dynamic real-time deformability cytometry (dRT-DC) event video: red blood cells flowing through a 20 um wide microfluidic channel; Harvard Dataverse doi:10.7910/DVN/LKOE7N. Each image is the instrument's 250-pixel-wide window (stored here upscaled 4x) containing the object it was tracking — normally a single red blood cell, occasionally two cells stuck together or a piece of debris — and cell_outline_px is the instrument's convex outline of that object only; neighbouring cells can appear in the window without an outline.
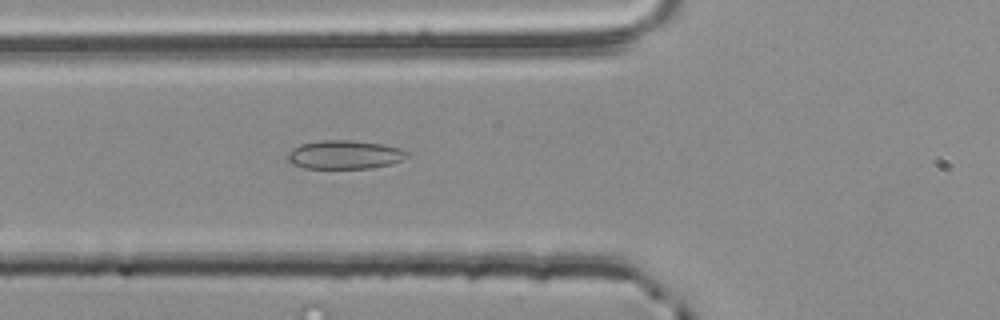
{"species": "common noctule bat (a hibernating species)", "species_latin": "Nyctalus noctula", "temperature_condition": "room temperature", "stored_images_in_passage": 43, "camera_frame_rate_fps": 3000, "um_per_image_px": 0.085, "animal": {"sex": "male", "body_mass_g": 20.4}, "frame": {"image": 1, "passage_image": 9, "time_ms": 2.667, "image_size_px": [1000, 320], "cell_outline_px": [[408, 156], [392, 164], [372, 168], [304, 168], [292, 164], [288, 160], [288, 152], [292, 148], [300, 144], [320, 140], [352, 140], [380, 144], [400, 148], [408, 152]], "centroid_in_image_um": [29.27, 13.15], "position_along_channel_um": 96.5, "area_um2": 19.94}}
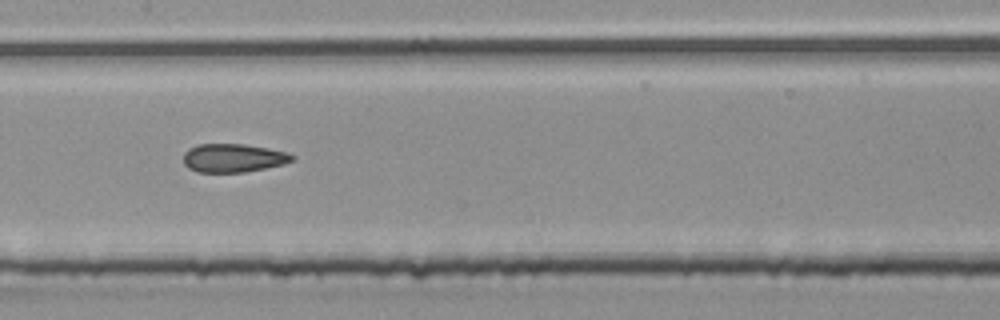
{"frame": {"image": 2, "passage_image": 16, "time_ms": 5.0, "image_size_px": [1000, 320], "cell_outline_px": [[296, 160], [284, 164], [244, 172], [196, 172], [188, 168], [184, 164], [184, 152], [188, 148], [196, 144], [244, 144], [268, 148], [288, 152], [296, 156]], "centroid_in_image_um": [19.84, 13.42], "position_along_channel_um": 187.6, "area_um2": 18.26}}
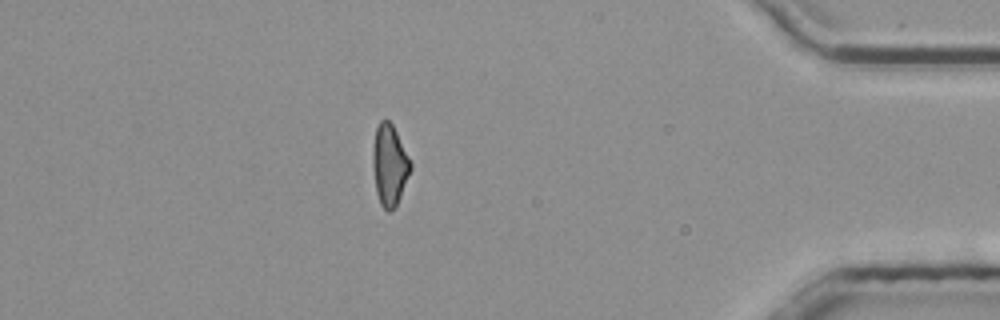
{"frame": {"image": 3, "passage_image": 36, "time_ms": 11.667, "image_size_px": [1000, 320], "cell_outline_px": [[412, 168], [400, 196], [396, 204], [388, 212], [380, 204], [376, 192], [372, 168], [372, 148], [376, 128], [380, 120], [388, 120], [392, 124], [412, 164]], "centroid_in_image_um": [33.08, 14.02], "position_along_channel_um": 402.1, "area_um2": 17.69}, "authors_computed_cell_mechanics": {"area_um2": 18.3226, "velocity_mm_per_s": 3.8668, "shape_relaxation_time_tau1_ms": null, "shape_relaxation_time_tau2_ms": 2.6493, "deformation_change_tau1": null, "deformation_change_tau2": 0.1024}}